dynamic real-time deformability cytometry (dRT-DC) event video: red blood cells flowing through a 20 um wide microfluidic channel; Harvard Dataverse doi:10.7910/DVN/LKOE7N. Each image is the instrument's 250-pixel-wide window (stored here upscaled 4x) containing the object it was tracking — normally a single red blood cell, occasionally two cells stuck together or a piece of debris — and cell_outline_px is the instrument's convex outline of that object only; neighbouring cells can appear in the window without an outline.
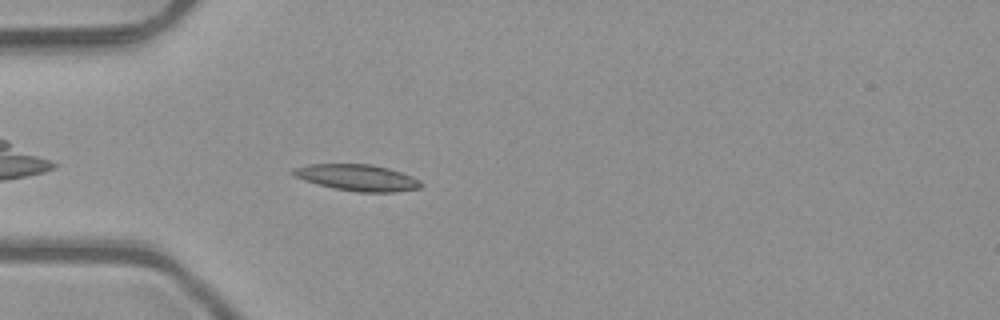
{"species": "common noctule bat (a hibernating species)", "species_latin": "Nyctalus noctula", "temperature_condition": "room temperature", "stored_images_in_passage": 40, "camera_frame_rate_fps": 3000, "um_per_image_px": 0.085, "animal": {"sex": "male", "body_mass_g": 23.1, "forearm_length_mm": 52.7}, "frame": {"image": 1, "passage_image": 4, "time_ms": 1.0, "image_size_px": [1000, 320], "cell_outline_px": [[424, 184], [420, 188], [396, 192], [356, 192], [332, 188], [304, 180], [296, 176], [292, 172], [292, 168], [308, 164], [372, 164], [388, 168], [412, 176], [420, 180]], "centroid_in_image_um": [30.4, 15.1], "position_along_channel_um": 54.6, "area_um2": 19.71}}
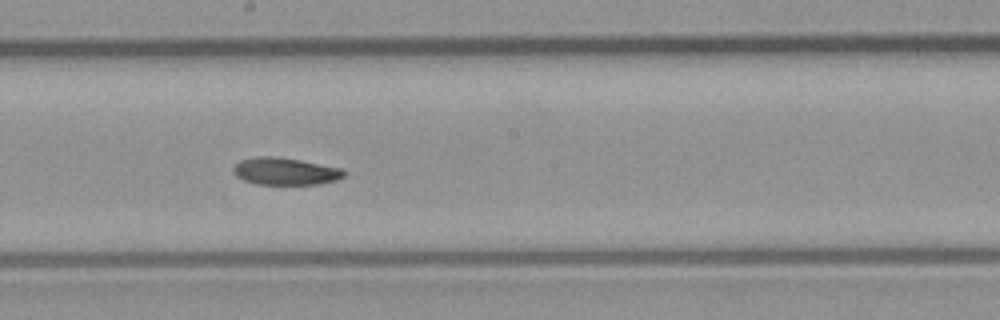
{"frame": {"image": 2, "passage_image": 17, "time_ms": 5.333, "image_size_px": [1000, 320], "cell_outline_px": [[344, 176], [336, 180], [320, 184], [256, 184], [244, 180], [236, 176], [232, 168], [240, 160], [256, 156], [276, 156], [300, 160], [340, 168], [344, 172]], "centroid_in_image_um": [24.21, 14.56], "position_along_channel_um": 224.0, "area_um2": 17.46}}
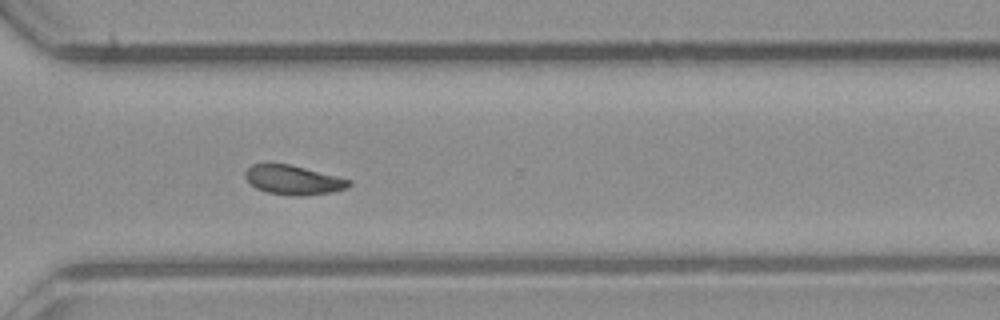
{"frame": {"image": 3, "passage_image": 26, "time_ms": 8.333, "image_size_px": [1000, 320], "cell_outline_px": [[352, 184], [348, 188], [332, 192], [304, 196], [296, 196], [268, 192], [256, 188], [244, 176], [244, 172], [252, 164], [288, 164], [352, 180]], "centroid_in_image_um": [24.96, 15.31], "position_along_channel_um": 345.6, "area_um2": 17.51}, "authors_computed_cell_mechanics": {"area_um2": 18.0914, "velocity_mm_per_s": 4.0672, "shape_relaxation_time_tau1_ms": 5.0938, "shape_relaxation_time_tau2_ms": null, "deformation_change_tau1": 0.1367, "deformation_change_tau2": null}}